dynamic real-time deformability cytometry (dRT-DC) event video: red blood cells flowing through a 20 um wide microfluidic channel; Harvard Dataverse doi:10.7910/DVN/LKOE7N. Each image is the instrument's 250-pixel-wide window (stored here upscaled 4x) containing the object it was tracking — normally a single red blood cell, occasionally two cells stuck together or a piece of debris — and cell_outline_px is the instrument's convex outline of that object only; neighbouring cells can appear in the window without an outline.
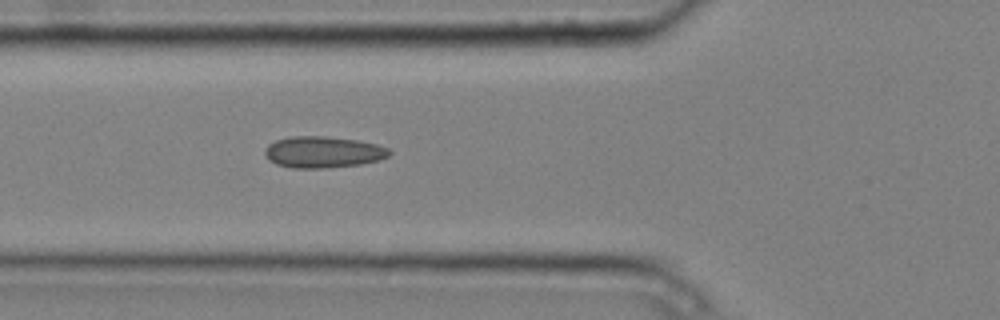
{"species": "common noctule bat (a hibernating species)", "species_latin": "Nyctalus noctula", "temperature_condition": "cold", "stored_images_in_passage": 6, "camera_frame_rate_fps": 3000, "um_per_image_px": 0.085, "animal": {"sex": "male", "body_mass_g": 20.4}, "frame": {"image": 1, "passage_image": 6, "time_ms": 1.667, "image_size_px": [1000, 320], "cell_outline_px": [[392, 152], [388, 156], [380, 160], [360, 164], [324, 168], [292, 168], [276, 164], [268, 160], [264, 152], [268, 144], [276, 140], [288, 136], [324, 136], [356, 140], [376, 144], [388, 148]], "centroid_in_image_um": [27.44, 12.93], "position_along_channel_um": 98.4, "area_um2": 22.83}}